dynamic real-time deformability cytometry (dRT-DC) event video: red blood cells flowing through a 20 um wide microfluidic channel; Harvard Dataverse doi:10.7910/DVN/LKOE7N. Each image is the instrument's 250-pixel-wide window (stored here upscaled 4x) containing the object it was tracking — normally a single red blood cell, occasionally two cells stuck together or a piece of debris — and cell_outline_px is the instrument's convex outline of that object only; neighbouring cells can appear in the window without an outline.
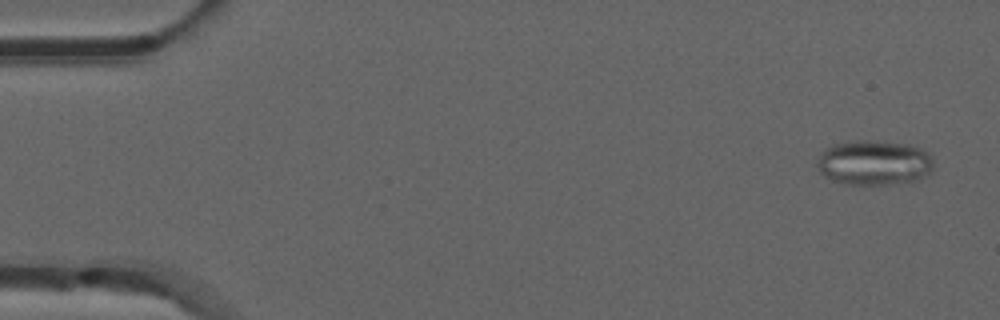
{"species": "common noctule bat (a hibernating species)", "species_latin": "Nyctalus noctula", "temperature_condition": "room temperature", "stored_images_in_passage": 13, "camera_frame_rate_fps": 3000, "um_per_image_px": 0.085, "animal": {"sex": "male", "forearm_length_mm": 52.5}, "frame": {"image": 1, "passage_image": 1, "time_ms": 0.0, "image_size_px": [1000, 320], "cell_outline_px": [[932, 172], [916, 180], [892, 184], [844, 184], [832, 180], [824, 176], [820, 172], [816, 164], [816, 160], [820, 152], [832, 144], [856, 140], [868, 140], [908, 144], [920, 148], [928, 152], [932, 156]], "centroid_in_image_um": [74.27, 13.82], "position_along_channel_um": 10.7, "area_um2": 30.75}}
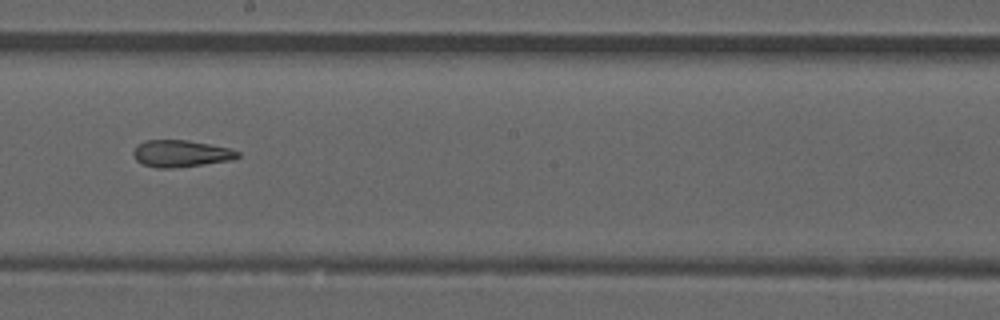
{"frame": {"image": 2, "passage_image": 8, "time_ms": 2.333, "image_size_px": [1000, 320], "cell_outline_px": [[240, 156], [232, 160], [204, 164], [172, 168], [156, 168], [144, 164], [136, 160], [132, 152], [136, 144], [144, 140], [188, 140], [228, 148], [240, 152]], "centroid_in_image_um": [15.34, 13.05], "position_along_channel_um": 232.9, "area_um2": 16.36}}
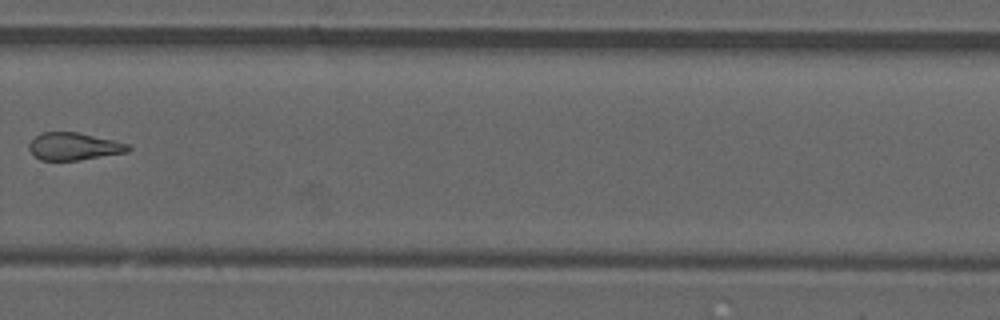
{"frame": {"image": 3, "passage_image": 10, "time_ms": 3.0, "image_size_px": [1000, 320], "cell_outline_px": [[132, 148], [128, 152], [80, 160], [40, 160], [32, 156], [28, 148], [28, 144], [40, 132], [76, 132], [112, 140], [128, 144]], "centroid_in_image_um": [6.24, 12.45], "position_along_channel_um": 323.6, "area_um2": 15.9}}